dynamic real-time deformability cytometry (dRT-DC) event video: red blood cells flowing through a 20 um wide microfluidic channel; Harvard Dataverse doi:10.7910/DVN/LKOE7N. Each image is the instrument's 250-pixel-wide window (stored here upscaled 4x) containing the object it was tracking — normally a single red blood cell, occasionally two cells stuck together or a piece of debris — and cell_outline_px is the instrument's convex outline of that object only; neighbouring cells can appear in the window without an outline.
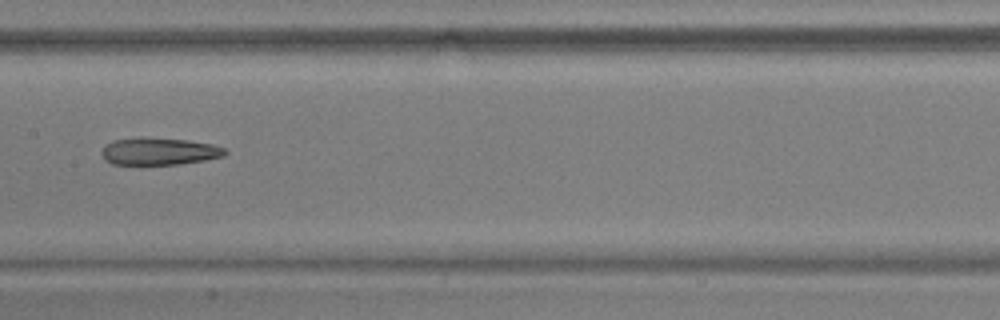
{"species": "common noctule bat (a hibernating species)", "species_latin": "Nyctalus noctula", "temperature_condition": "warm", "stored_images_in_passage": 38, "camera_frame_rate_fps": 3000, "um_per_image_px": 0.085, "animal": {"sex": "male", "body_mass_g": 17.9, "forearm_length_mm": 54.2}, "frame": {"image": 1, "passage_image": 12, "time_ms": 3.667, "image_size_px": [1000, 320], "cell_outline_px": [[228, 152], [224, 156], [204, 160], [176, 164], [112, 164], [104, 160], [100, 152], [112, 140], [140, 136], [144, 136], [188, 140], [212, 144], [224, 148]], "centroid_in_image_um": [13.5, 12.84], "position_along_channel_um": 193.9, "area_um2": 19.77}, "authors_computed_cell_mechanics": {"area_um2": 21.675, "velocity_mm_per_s": 3.7423, "shape_relaxation_time_tau1_ms": null, "shape_relaxation_time_tau2_ms": 8.5185, "deformation_change_tau1": null, "deformation_change_tau2": 0.2297}}